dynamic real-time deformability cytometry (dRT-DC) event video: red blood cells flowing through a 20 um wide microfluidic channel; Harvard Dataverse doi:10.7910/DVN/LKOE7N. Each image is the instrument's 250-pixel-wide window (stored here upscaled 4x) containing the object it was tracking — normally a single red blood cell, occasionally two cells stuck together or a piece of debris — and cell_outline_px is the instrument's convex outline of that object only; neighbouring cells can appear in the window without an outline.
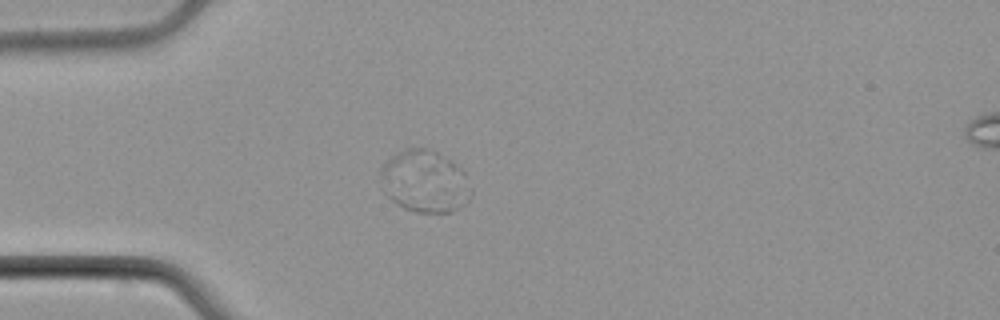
{"species": "common noctule bat (a hibernating species)", "species_latin": "Nyctalus noctula", "temperature_condition": "cold", "stored_images_in_passage": 6, "segment_of_instrument_passage": [1, 2], "camera_frame_rate_fps": 3000, "um_per_image_px": 0.085, "animal": {"sex": "male", "body_mass_g": 21.5, "forearm_length_mm": 52.0}, "frame": {"image": 1, "passage_image": 4, "time_ms": 4.333, "image_size_px": [1000, 320], "cell_outline_px": [[472, 196], [464, 204], [448, 212], [416, 212], [404, 208], [396, 204], [388, 196], [388, 192], [472, 188]], "centroid_in_image_um": [36.69, 16.97], "position_along_channel_um": 48.3, "area_um2": 10.98}}